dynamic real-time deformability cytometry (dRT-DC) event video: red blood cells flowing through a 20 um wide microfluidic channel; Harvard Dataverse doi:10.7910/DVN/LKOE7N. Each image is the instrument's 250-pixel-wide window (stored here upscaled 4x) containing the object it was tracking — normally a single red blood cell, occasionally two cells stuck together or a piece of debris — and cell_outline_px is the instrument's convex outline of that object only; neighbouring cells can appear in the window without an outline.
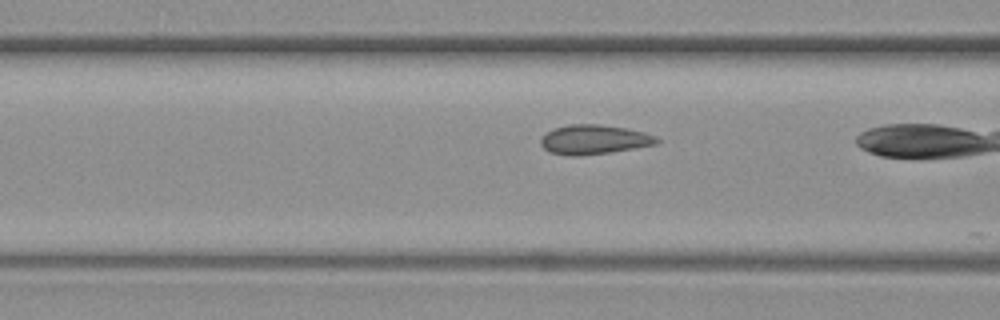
{"species": "common noctule bat (a hibernating species)", "species_latin": "Nyctalus noctula", "temperature_condition": "warm", "stored_images_in_passage": 5, "camera_frame_rate_fps": 3000, "um_per_image_px": 0.085, "animal": {"sex": "female", "body_mass_g": 19.3, "forearm_length_mm": 54.1}, "frame": {"image": 1, "passage_image": 3, "time_ms": 0.667, "image_size_px": [1000, 320], "cell_outline_px": [[660, 140], [656, 144], [608, 152], [580, 156], [568, 156], [548, 152], [540, 144], [540, 140], [552, 128], [568, 124], [600, 124], [628, 128], [644, 132], [656, 136]], "centroid_in_image_um": [50.46, 11.85], "position_along_channel_um": 116.1, "area_um2": 19.94}}